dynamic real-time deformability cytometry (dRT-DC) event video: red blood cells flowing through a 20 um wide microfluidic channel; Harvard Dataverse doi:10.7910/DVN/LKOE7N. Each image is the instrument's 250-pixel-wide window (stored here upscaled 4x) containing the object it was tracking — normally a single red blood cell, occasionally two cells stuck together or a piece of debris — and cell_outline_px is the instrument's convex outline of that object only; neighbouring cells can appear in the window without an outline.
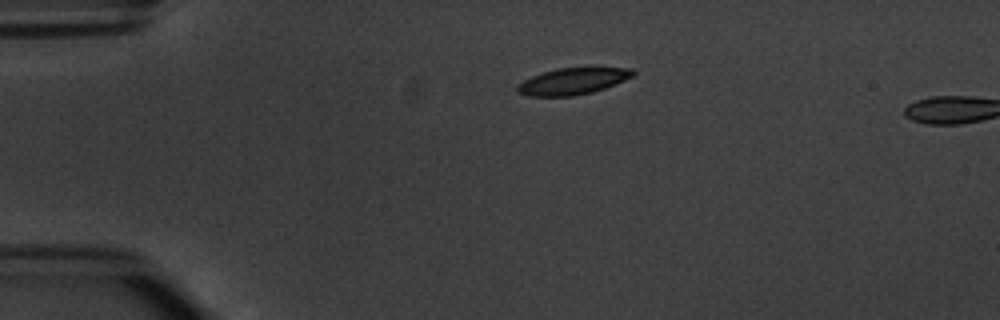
{"species": "common noctule bat (a hibernating species)", "species_latin": "Nyctalus noctula", "temperature_condition": "warm", "stored_images_in_passage": 4, "camera_frame_rate_fps": 3000, "um_per_image_px": 0.085, "animal": {"sex": "male", "body_mass_g": 20.1, "forearm_length_mm": 53.5}, "frame": {"image": 1, "passage_image": 4, "time_ms": 4.333, "image_size_px": [1000, 320], "cell_outline_px": [[636, 72], [632, 76], [624, 80], [604, 88], [592, 92], [572, 96], [528, 96], [516, 92], [516, 84], [532, 76], [556, 68], [632, 68]], "centroid_in_image_um": [48.63, 6.91], "position_along_channel_um": 36.4, "area_um2": 17.74}}